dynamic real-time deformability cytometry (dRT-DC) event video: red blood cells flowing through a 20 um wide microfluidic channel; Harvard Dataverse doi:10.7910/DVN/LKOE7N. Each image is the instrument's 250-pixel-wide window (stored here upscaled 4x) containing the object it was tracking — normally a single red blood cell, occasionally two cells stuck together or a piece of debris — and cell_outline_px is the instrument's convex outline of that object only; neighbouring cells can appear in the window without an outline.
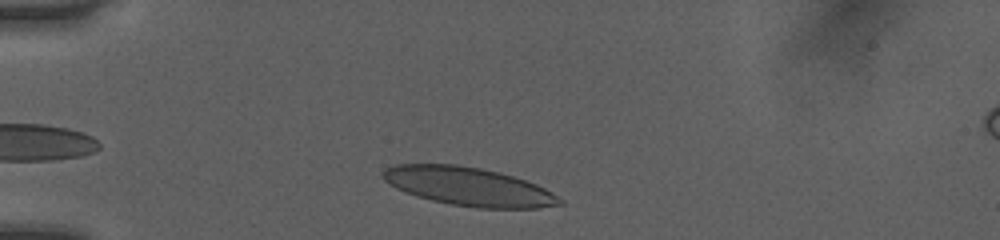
{"species": "human", "species_latin": "Homo sapiens", "temperature_condition": "room temperature", "stored_images_in_passage": 33, "camera_frame_rate_fps": 3000, "um_per_image_px": 0.085, "donor": {"sex": "female"}, "frame": {"image": 1, "passage_image": 2, "time_ms": 0.333, "image_size_px": [1000, 240], "cell_outline_px": [[564, 204], [540, 208], [476, 208], [452, 204], [432, 200], [416, 196], [396, 188], [388, 184], [380, 176], [384, 168], [396, 164], [456, 164], [480, 168], [500, 172], [536, 184], [552, 192], [564, 200]], "centroid_in_image_um": [39.82, 15.85], "position_along_channel_um": 45.2, "area_um2": 39.77}}
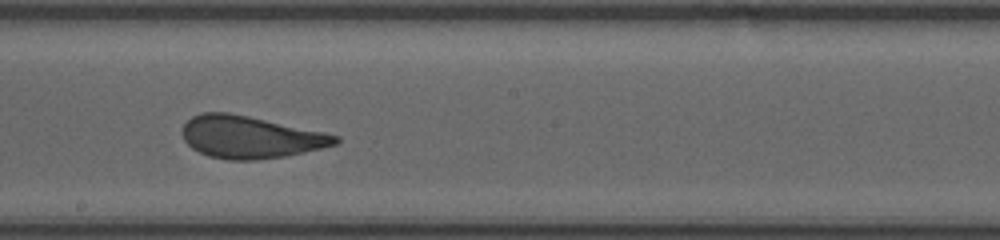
{"frame": {"image": 2, "passage_image": 18, "time_ms": 5.667, "image_size_px": [1000, 240], "cell_outline_px": [[340, 140], [336, 144], [304, 152], [284, 156], [256, 160], [228, 160], [208, 156], [192, 148], [184, 140], [184, 124], [192, 116], [200, 112], [228, 112], [248, 116], [324, 132], [340, 136]], "centroid_in_image_um": [21.26, 11.65], "position_along_channel_um": 226.9, "area_um2": 37.4}}
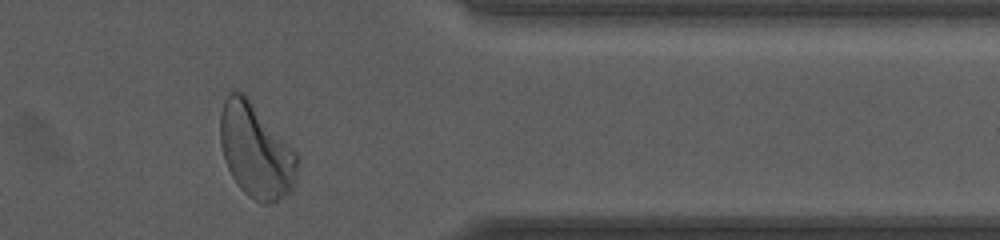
{"frame": {"image": 3, "passage_image": 31, "time_ms": 10.0, "image_size_px": [1000, 240], "cell_outline_px": [[300, 160], [296, 180], [292, 188], [284, 196], [268, 204], [264, 204], [248, 196], [240, 188], [232, 176], [224, 160], [220, 144], [220, 112], [224, 100], [228, 92], [232, 88], [244, 92], [296, 152]], "centroid_in_image_um": [21.74, 12.78], "position_along_channel_um": 389.7, "area_um2": 42.6}, "authors_computed_cell_mechanics": {"area_um2": 38.2058, "velocity_mm_per_s": 4.0306, "shape_relaxation_time_tau1_ms": 4.9479, "shape_relaxation_time_tau2_ms": 0.8611, "deformation_change_tau1": 0.187, "deformation_change_tau2": 0.0731}}